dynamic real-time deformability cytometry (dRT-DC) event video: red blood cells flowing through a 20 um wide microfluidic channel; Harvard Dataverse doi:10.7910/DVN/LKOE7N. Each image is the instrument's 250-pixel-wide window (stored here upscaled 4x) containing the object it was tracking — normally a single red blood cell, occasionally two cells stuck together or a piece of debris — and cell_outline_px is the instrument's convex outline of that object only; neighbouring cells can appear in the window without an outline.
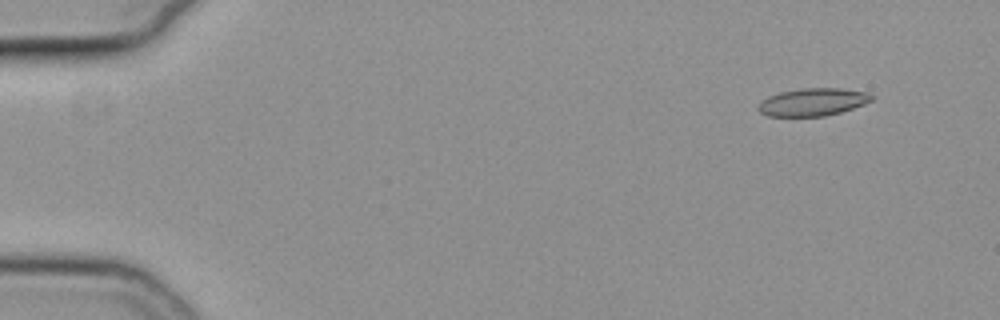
{"species": "common noctule bat (a hibernating species)", "species_latin": "Nyctalus noctula", "temperature_condition": "cold", "stored_images_in_passage": 51, "camera_frame_rate_fps": 3000, "um_per_image_px": 0.085, "animal": {"sex": "female", "body_mass_g": 19.3, "forearm_length_mm": 54.1}, "frame": {"image": 1, "passage_image": 1, "time_ms": 0.0, "image_size_px": [1000, 320], "cell_outline_px": [[876, 96], [872, 100], [864, 104], [840, 112], [824, 116], [768, 116], [760, 112], [756, 108], [768, 96], [780, 92], [804, 88], [840, 88], [864, 92]], "centroid_in_image_um": [69.09, 8.67], "position_along_channel_um": 15.9, "area_um2": 18.09}}
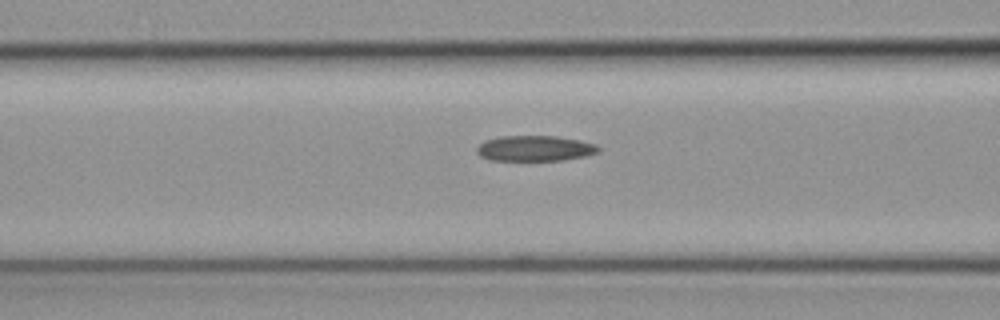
{"frame": {"image": 2, "passage_image": 19, "time_ms": 6.0, "image_size_px": [1000, 320], "cell_outline_px": [[600, 152], [584, 156], [564, 160], [492, 160], [480, 156], [476, 152], [476, 148], [484, 140], [500, 136], [556, 136], [580, 140], [596, 144], [600, 148]], "centroid_in_image_um": [45.47, 12.6], "position_along_channel_um": 121.1, "area_um2": 18.15}}
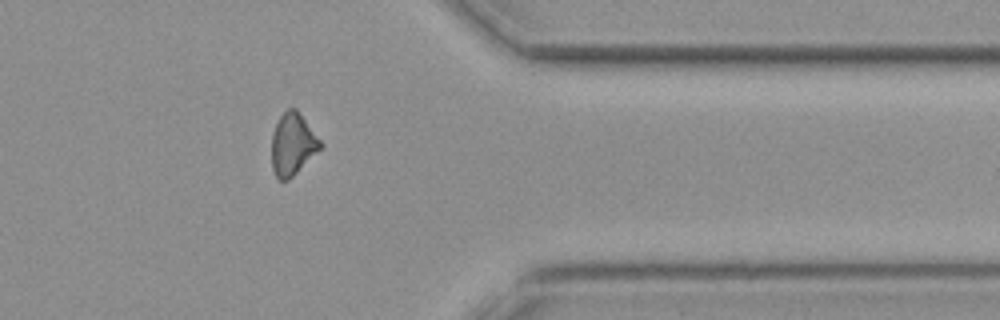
{"frame": {"image": 3, "passage_image": 41, "time_ms": 13.333, "image_size_px": [1000, 320], "cell_outline_px": [[324, 144], [288, 180], [280, 180], [276, 176], [272, 168], [272, 132], [280, 116], [288, 108], [296, 108]], "centroid_in_image_um": [24.86, 12.23], "position_along_channel_um": 386.5, "area_um2": 17.28}, "authors_computed_cell_mechanics": {"area_um2": 18.207, "velocity_mm_per_s": 3.8038, "shape_relaxation_time_tau1_ms": 8.7775, "shape_relaxation_time_tau2_ms": 9.6443, "deformation_change_tau1": 0.1604, "deformation_change_tau2": 0.205}}